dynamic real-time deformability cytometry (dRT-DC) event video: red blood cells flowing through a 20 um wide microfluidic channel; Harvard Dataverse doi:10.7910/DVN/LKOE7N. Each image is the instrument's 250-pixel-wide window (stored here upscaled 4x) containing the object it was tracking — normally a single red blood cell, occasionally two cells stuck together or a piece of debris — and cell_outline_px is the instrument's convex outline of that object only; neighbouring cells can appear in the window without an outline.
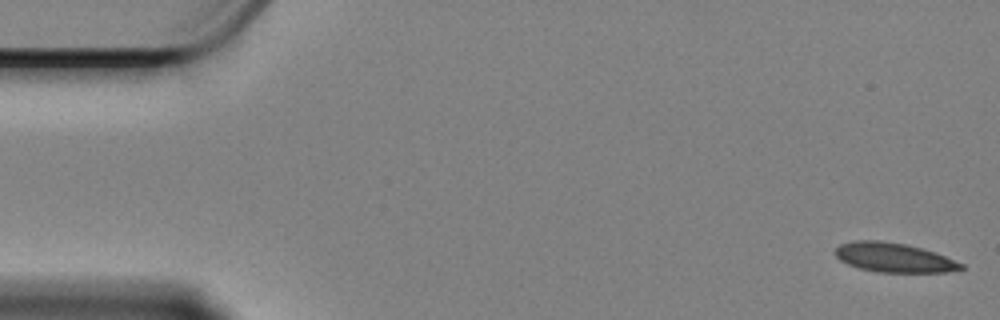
{"species": "Egyptian fruit bat (a non-hibernating species)", "species_latin": "Rousettus aegyptiacus", "temperature_condition": "cold", "stored_images_in_passage": 15, "camera_frame_rate_fps": 3000, "um_per_image_px": 0.085, "animal": {"sex": "female"}, "frame": {"image": 1, "passage_image": 1, "time_ms": 0.0, "image_size_px": [1000, 320], "cell_outline_px": [[964, 268], [948, 272], [876, 272], [860, 268], [848, 264], [840, 260], [832, 252], [840, 244], [852, 240], [880, 240], [904, 244], [936, 252], [964, 264]], "centroid_in_image_um": [75.95, 21.89], "position_along_channel_um": 9.0, "area_um2": 21.56}}
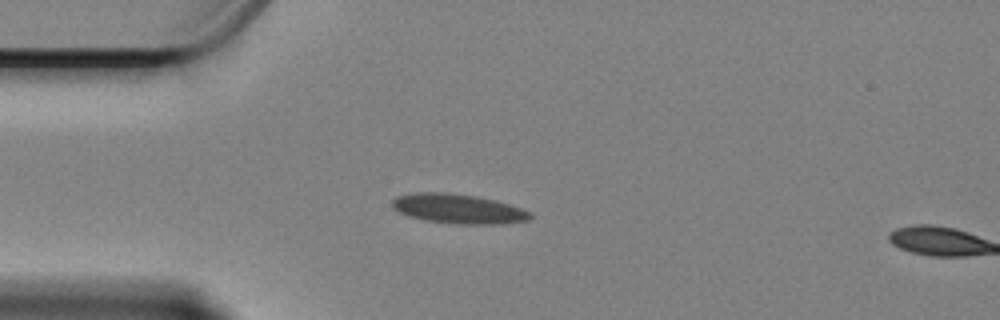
{"frame": {"image": 2, "passage_image": 14, "time_ms": 4.333, "image_size_px": [1000, 320], "cell_outline_px": [[532, 216], [528, 220], [504, 224], [456, 224], [424, 220], [408, 216], [392, 208], [392, 200], [396, 196], [416, 192], [448, 192], [476, 196], [496, 200], [532, 212]], "centroid_in_image_um": [38.94, 17.74], "position_along_channel_um": 46.1, "area_um2": 23.93}}